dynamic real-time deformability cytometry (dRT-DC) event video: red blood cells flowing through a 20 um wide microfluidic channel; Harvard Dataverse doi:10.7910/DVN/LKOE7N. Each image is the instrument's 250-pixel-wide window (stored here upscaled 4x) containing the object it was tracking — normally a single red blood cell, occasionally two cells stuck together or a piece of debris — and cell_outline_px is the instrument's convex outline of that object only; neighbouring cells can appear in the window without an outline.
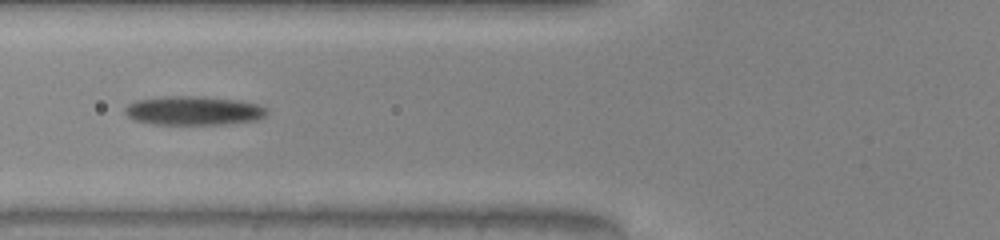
{"species": "common noctule bat (a hibernating species)", "species_latin": "Nyctalus noctula", "temperature_condition": "warm", "stored_images_in_passage": 12, "camera_frame_rate_fps": 3000, "um_per_image_px": 0.085, "animal": {"sex": "male", "body_mass_g": 20.0, "forearm_length_mm": 53.3}, "frame": {"image": 1, "passage_image": 6, "time_ms": 1.667, "image_size_px": [1000, 240], "cell_outline_px": [[268, 112], [264, 116], [256, 120], [224, 124], [152, 124], [132, 120], [124, 112], [124, 108], [128, 104], [136, 100], [164, 96], [204, 96], [236, 100], [256, 104], [268, 108]], "centroid_in_image_um": [16.41, 9.4], "position_along_channel_um": 109.4, "area_um2": 24.04}}
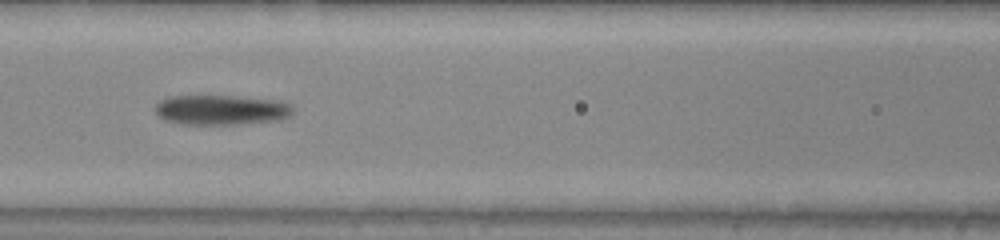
{"frame": {"image": 2, "passage_image": 9, "time_ms": 2.667, "image_size_px": [1000, 240], "cell_outline_px": [[292, 112], [288, 116], [280, 120], [240, 124], [188, 124], [164, 120], [156, 112], [156, 104], [160, 100], [168, 96], [232, 96], [280, 100], [288, 104], [292, 108]], "centroid_in_image_um": [18.8, 9.34], "position_along_channel_um": 147.8, "area_um2": 23.87}}